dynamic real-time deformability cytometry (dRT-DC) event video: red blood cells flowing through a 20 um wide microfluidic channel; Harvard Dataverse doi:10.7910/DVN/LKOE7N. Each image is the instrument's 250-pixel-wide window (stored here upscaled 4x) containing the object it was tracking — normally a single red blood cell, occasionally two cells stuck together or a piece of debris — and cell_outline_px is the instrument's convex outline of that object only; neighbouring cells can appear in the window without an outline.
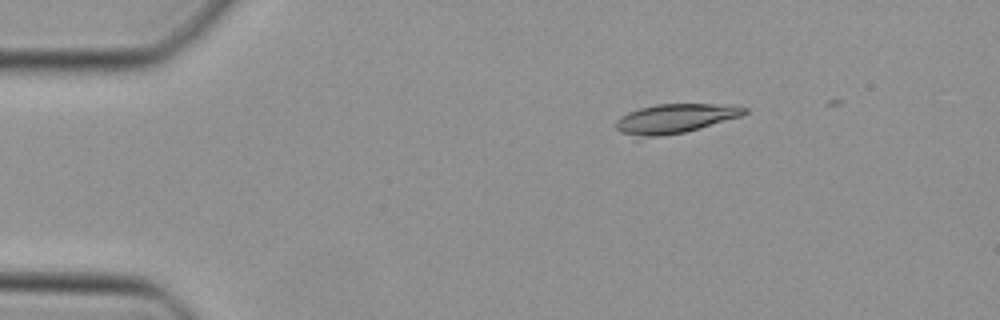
{"species": "Egyptian fruit bat (a non-hibernating species)", "species_latin": "Rousettus aegyptiacus", "temperature_condition": "cold", "stored_images_in_passage": 23, "camera_frame_rate_fps": 3000, "um_per_image_px": 0.085, "animal": {"sex": "female"}, "frame": {"image": 1, "passage_image": 4, "time_ms": 1.0, "image_size_px": [1000, 320], "cell_outline_px": [[748, 112], [740, 116], [684, 132], [636, 140], [620, 132], [616, 128], [616, 120], [620, 116], [628, 112], [640, 108], [656, 104], [732, 104], [748, 108]], "centroid_in_image_um": [57.3, 10.09], "position_along_channel_um": 27.7, "area_um2": 22.25}}
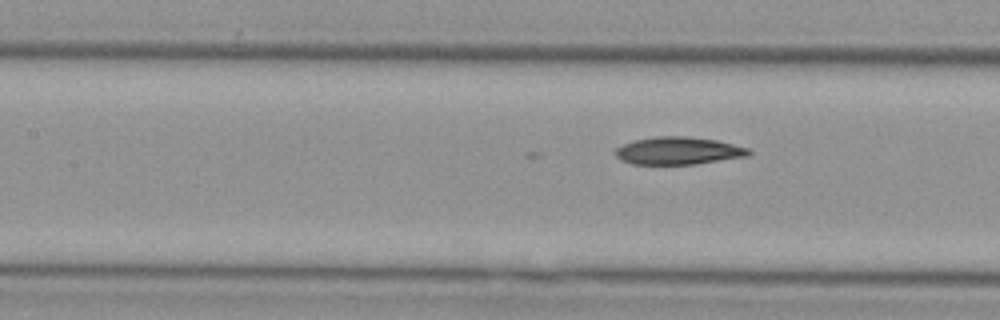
{"frame": {"image": 2, "passage_image": 17, "time_ms": 5.333, "image_size_px": [1000, 320], "cell_outline_px": [[752, 152], [748, 156], [696, 164], [632, 164], [620, 160], [612, 152], [616, 148], [624, 144], [636, 140], [656, 136], [688, 136], [716, 140], [748, 148]], "centroid_in_image_um": [57.63, 12.82], "position_along_channel_um": 149.8, "area_um2": 21.44}}
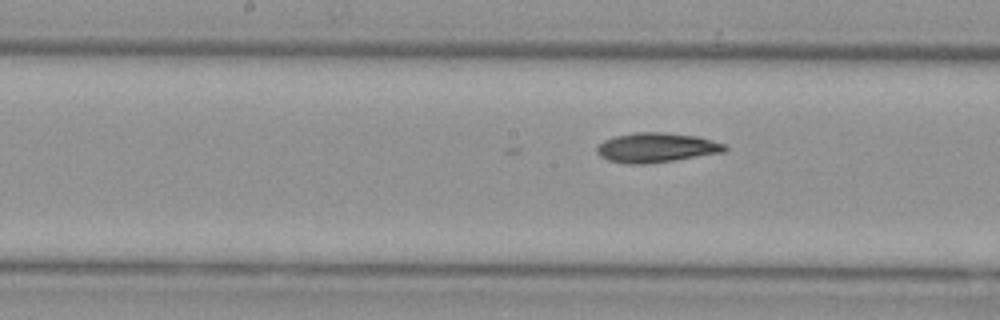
{"frame": {"image": 3, "passage_image": 20, "time_ms": 6.333, "image_size_px": [1000, 320], "cell_outline_px": [[728, 148], [724, 152], [672, 160], [644, 164], [624, 164], [608, 160], [600, 156], [596, 152], [596, 144], [612, 136], [636, 132], [664, 132], [696, 136], [712, 140], [724, 144]], "centroid_in_image_um": [55.72, 12.54], "position_along_channel_um": 192.5, "area_um2": 22.14}}